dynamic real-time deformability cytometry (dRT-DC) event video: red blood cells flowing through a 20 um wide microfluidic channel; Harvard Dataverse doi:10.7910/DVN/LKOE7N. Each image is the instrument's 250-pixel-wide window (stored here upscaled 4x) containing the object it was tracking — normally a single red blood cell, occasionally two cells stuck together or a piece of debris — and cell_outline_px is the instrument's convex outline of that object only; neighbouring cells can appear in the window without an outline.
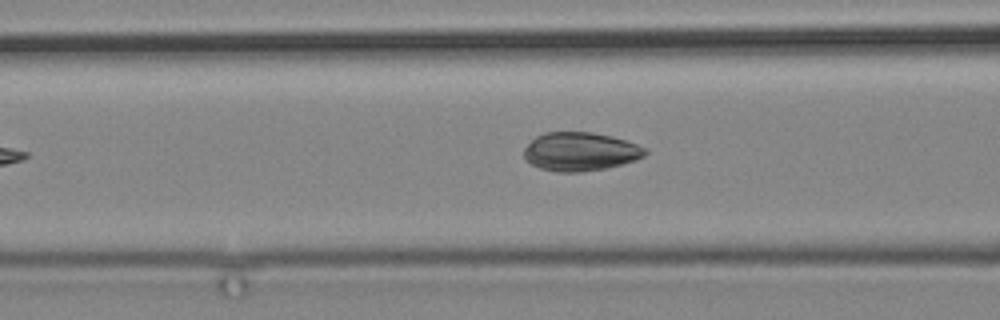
{"species": "common noctule bat (a hibernating species)", "species_latin": "Nyctalus noctula", "temperature_condition": "cold", "stored_images_in_passage": 4, "camera_frame_rate_fps": 3000, "um_per_image_px": 0.085, "animal": {"sex": "male", "body_mass_g": 19.2, "forearm_length_mm": 51.8}, "frame": {"image": 1, "passage_image": 4, "time_ms": 4.333, "image_size_px": [1000, 320], "cell_outline_px": [[648, 152], [644, 156], [636, 160], [604, 168], [580, 172], [556, 172], [540, 168], [524, 160], [524, 148], [536, 136], [544, 132], [592, 132], [612, 136], [648, 148]], "centroid_in_image_um": [49.31, 12.88], "position_along_channel_um": 117.3, "area_um2": 27.28}}